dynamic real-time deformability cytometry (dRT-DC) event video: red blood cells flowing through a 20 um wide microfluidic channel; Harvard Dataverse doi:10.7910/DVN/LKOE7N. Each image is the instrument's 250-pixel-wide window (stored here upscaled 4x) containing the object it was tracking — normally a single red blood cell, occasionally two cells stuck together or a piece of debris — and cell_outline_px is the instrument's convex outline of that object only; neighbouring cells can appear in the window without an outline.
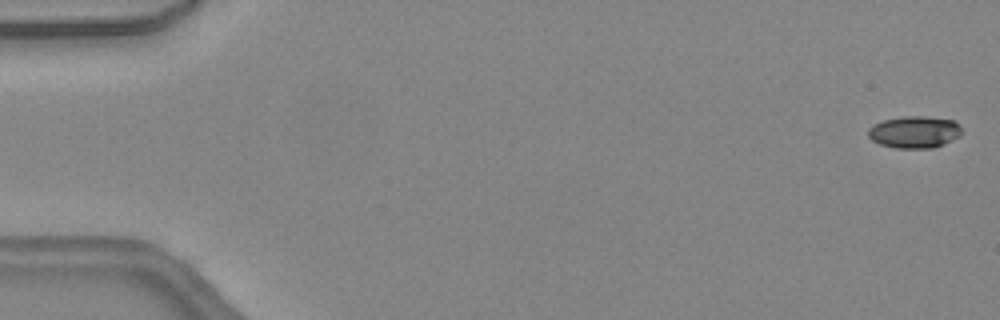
{"species": "common noctule bat (a hibernating species)", "species_latin": "Nyctalus noctula", "temperature_condition": "warm", "stored_images_in_passage": 46, "camera_frame_rate_fps": 3000, "um_per_image_px": 0.085, "animal": {"sex": "female", "body_mass_g": 24.6, "forearm_length_mm": 56.2}, "frame": {"image": 1, "passage_image": 1, "time_ms": 0.0, "image_size_px": [1000, 320], "cell_outline_px": [[960, 136], [944, 144], [932, 148], [896, 148], [880, 144], [872, 140], [868, 136], [868, 128], [872, 124], [884, 120], [904, 116], [924, 116], [952, 120], [960, 124]], "centroid_in_image_um": [77.71, 11.22], "position_along_channel_um": 7.3, "area_um2": 17.46}}
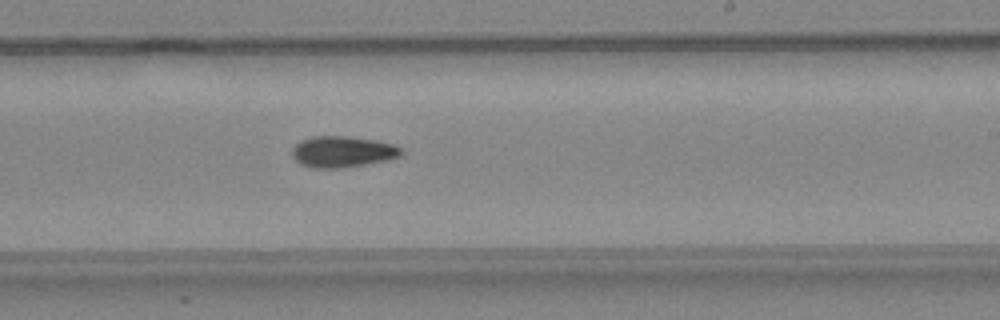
{"frame": {"image": 2, "passage_image": 28, "time_ms": 9.0, "image_size_px": [1000, 320], "cell_outline_px": [[404, 152], [400, 156], [388, 160], [344, 168], [312, 168], [300, 164], [292, 156], [292, 148], [300, 140], [312, 136], [348, 136], [376, 140], [392, 144], [400, 148]], "centroid_in_image_um": [29.1, 12.9], "position_along_channel_um": 259.9, "area_um2": 20.0}}
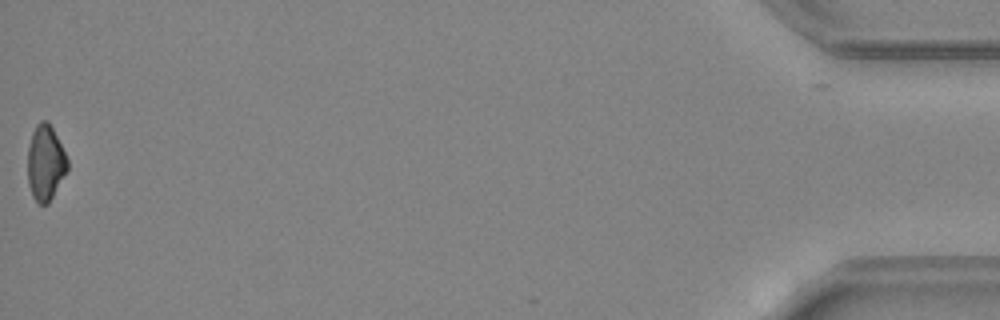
{"frame": {"image": 3, "passage_image": 46, "time_ms": 15.0, "image_size_px": [1000, 320], "cell_outline_px": [[68, 168], [48, 204], [40, 204], [32, 196], [28, 184], [28, 148], [32, 132], [36, 124], [40, 120], [48, 120], [68, 160]], "centroid_in_image_um": [3.84, 13.82], "position_along_channel_um": 431.4, "area_um2": 17.28}}